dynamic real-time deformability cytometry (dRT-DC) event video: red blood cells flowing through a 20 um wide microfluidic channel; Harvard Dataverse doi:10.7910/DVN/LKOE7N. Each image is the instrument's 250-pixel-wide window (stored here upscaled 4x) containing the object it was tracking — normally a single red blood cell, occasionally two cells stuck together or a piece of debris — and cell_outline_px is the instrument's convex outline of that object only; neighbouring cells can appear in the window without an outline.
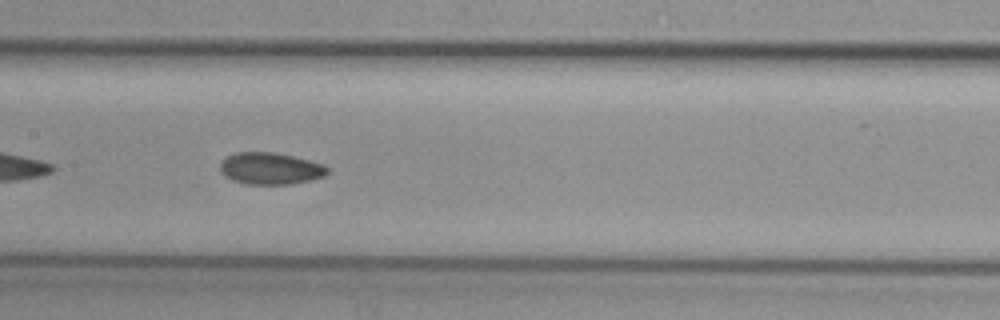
{"species": "common noctule bat (a hibernating species)", "species_latin": "Nyctalus noctula", "temperature_condition": "cold", "stored_images_in_passage": 41, "camera_frame_rate_fps": 3000, "um_per_image_px": 0.085, "animal": {"sex": "female", "body_mass_g": 29.2, "forearm_length_mm": 56.3}, "frame": {"image": 1, "passage_image": 12, "time_ms": 3.667, "image_size_px": [1000, 320], "cell_outline_px": [[328, 172], [324, 176], [312, 180], [288, 184], [244, 184], [232, 180], [224, 176], [220, 172], [220, 164], [228, 156], [236, 152], [272, 152], [292, 156], [324, 164], [328, 168]], "centroid_in_image_um": [22.97, 14.33], "position_along_channel_um": 184.4, "area_um2": 19.88}, "authors_computed_cell_mechanics": {"area_um2": 19.7098, "velocity_mm_per_s": 3.7644, "shape_relaxation_time_tau1_ms": null, "shape_relaxation_time_tau2_ms": 3.0729, "deformation_change_tau1": null, "deformation_change_tau2": 0.0818}}